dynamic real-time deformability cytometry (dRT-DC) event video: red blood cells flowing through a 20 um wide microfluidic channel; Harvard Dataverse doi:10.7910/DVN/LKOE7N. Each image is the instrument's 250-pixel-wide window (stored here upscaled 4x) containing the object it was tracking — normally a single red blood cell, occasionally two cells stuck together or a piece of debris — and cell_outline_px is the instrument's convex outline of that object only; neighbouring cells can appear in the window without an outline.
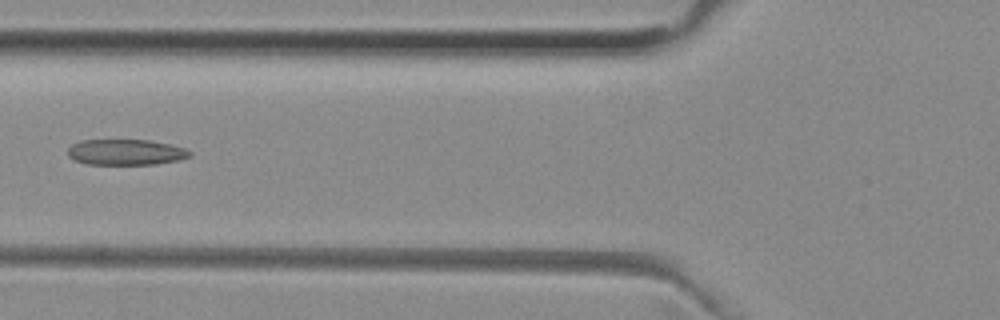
{"species": "common noctule bat (a hibernating species)", "species_latin": "Nyctalus noctula", "temperature_condition": "room temperature", "stored_images_in_passage": 5, "camera_frame_rate_fps": 3000, "um_per_image_px": 0.085, "animal": {"sex": "female", "body_mass_g": 29.2, "forearm_length_mm": 56.3}, "frame": {"image": 1, "passage_image": 5, "time_ms": 1.333, "image_size_px": [1000, 320], "cell_outline_px": [[192, 156], [180, 160], [156, 164], [88, 164], [76, 160], [68, 156], [68, 148], [72, 144], [80, 140], [148, 140], [168, 144], [184, 148], [192, 152]], "centroid_in_image_um": [10.71, 12.93], "position_along_channel_um": 115.1, "area_um2": 18.26}}